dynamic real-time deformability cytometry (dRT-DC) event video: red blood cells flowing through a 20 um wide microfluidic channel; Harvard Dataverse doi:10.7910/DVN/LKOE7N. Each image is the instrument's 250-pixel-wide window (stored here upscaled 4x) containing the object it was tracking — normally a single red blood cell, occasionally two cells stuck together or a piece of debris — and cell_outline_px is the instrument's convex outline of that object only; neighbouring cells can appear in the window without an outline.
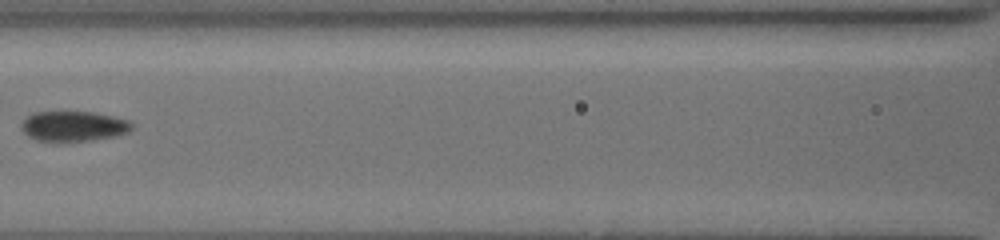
{"species": "common noctule bat (a hibernating species)", "species_latin": "Nyctalus noctula", "temperature_condition": "cold", "stored_images_in_passage": 24, "camera_frame_rate_fps": 3000, "um_per_image_px": 0.085, "animal": {"sex": "female", "body_mass_g": 19.5, "forearm_length_mm": 54.1}, "frame": {"image": 1, "passage_image": 8, "time_ms": 5.667, "image_size_px": [1000, 240], "cell_outline_px": [[132, 128], [128, 132], [112, 136], [64, 144], [56, 144], [36, 140], [28, 136], [24, 132], [24, 120], [28, 116], [36, 112], [92, 112], [112, 116], [124, 120], [132, 124]], "centroid_in_image_um": [6.2, 10.77], "position_along_channel_um": 160.4, "area_um2": 19.42}}
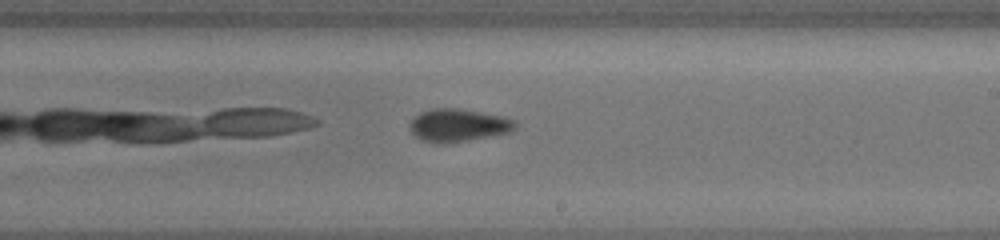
{"frame": {"image": 2, "passage_image": 11, "time_ms": 8.0, "image_size_px": [1000, 240], "cell_outline_px": [[516, 124], [508, 132], [448, 144], [432, 144], [420, 140], [412, 132], [412, 120], [420, 112], [432, 108], [456, 108], [500, 116], [516, 120]], "centroid_in_image_um": [38.9, 10.66], "position_along_channel_um": 250.1, "area_um2": 19.83}}
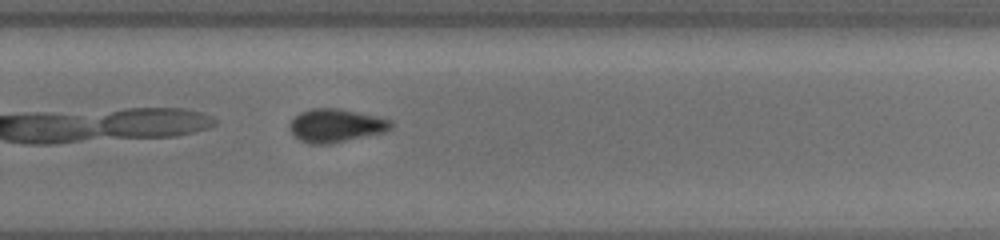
{"frame": {"image": 3, "passage_image": 14, "time_ms": 9.333, "image_size_px": [1000, 240], "cell_outline_px": [[392, 128], [384, 132], [328, 144], [312, 144], [300, 140], [288, 128], [288, 124], [300, 112], [312, 108], [336, 108], [356, 112], [392, 120]], "centroid_in_image_um": [28.52, 10.67], "position_along_channel_um": 301.3, "area_um2": 19.36}, "authors_computed_cell_mechanics": {"area_um2": 19.5942, "velocity_mm_per_s": 3.8441, "shape_relaxation_time_tau1_ms": 2.3358, "shape_relaxation_time_tau2_ms": 2.9641, "deformation_change_tau1": 0.135, "deformation_change_tau2": 0.0822}}